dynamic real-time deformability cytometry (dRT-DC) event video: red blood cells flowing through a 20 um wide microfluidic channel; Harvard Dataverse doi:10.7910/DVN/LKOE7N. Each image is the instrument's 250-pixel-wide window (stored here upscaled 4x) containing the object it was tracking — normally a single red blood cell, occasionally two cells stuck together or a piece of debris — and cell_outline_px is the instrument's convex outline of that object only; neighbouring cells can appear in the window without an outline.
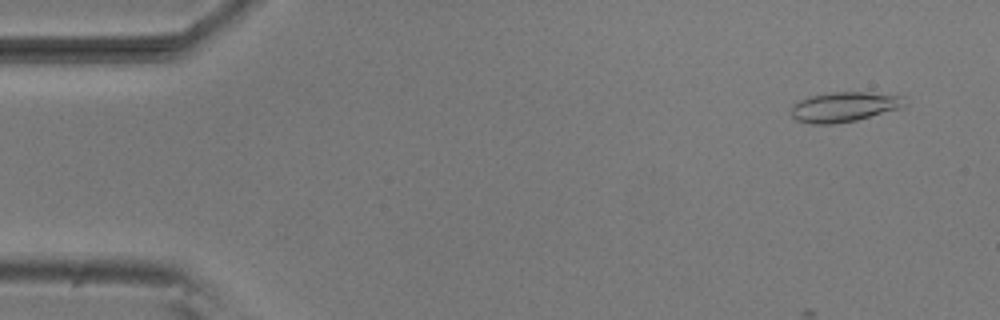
{"species": "common noctule bat (a hibernating species)", "species_latin": "Nyctalus noctula", "temperature_condition": "room temperature", "stored_images_in_passage": 35, "camera_frame_rate_fps": 3000, "um_per_image_px": 0.085, "animal": {"sex": "male", "body_mass_g": 20.5, "forearm_length_mm": 52.5}, "frame": {"image": 1, "passage_image": 4, "time_ms": 1.0, "image_size_px": [1000, 320], "cell_outline_px": [[904, 104], [900, 108], [856, 120], [832, 124], [812, 124], [796, 120], [792, 116], [792, 104], [800, 100], [812, 96], [832, 92], [868, 92], [904, 96]], "centroid_in_image_um": [71.73, 9.08], "position_along_channel_um": 13.3, "area_um2": 19.54}}
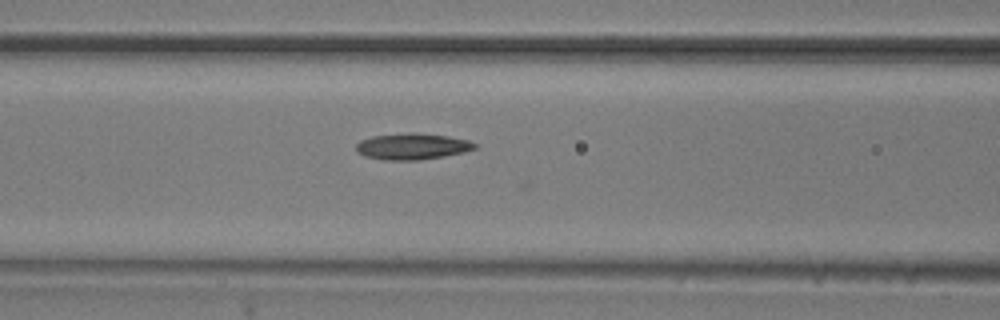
{"frame": {"image": 2, "passage_image": 22, "time_ms": 7.0, "image_size_px": [1000, 320], "cell_outline_px": [[476, 148], [464, 152], [444, 156], [420, 160], [384, 160], [364, 156], [356, 152], [356, 144], [360, 140], [372, 136], [412, 132], [448, 136], [468, 140], [476, 144]], "centroid_in_image_um": [35.01, 12.45], "position_along_channel_um": 131.6, "area_um2": 18.21}}
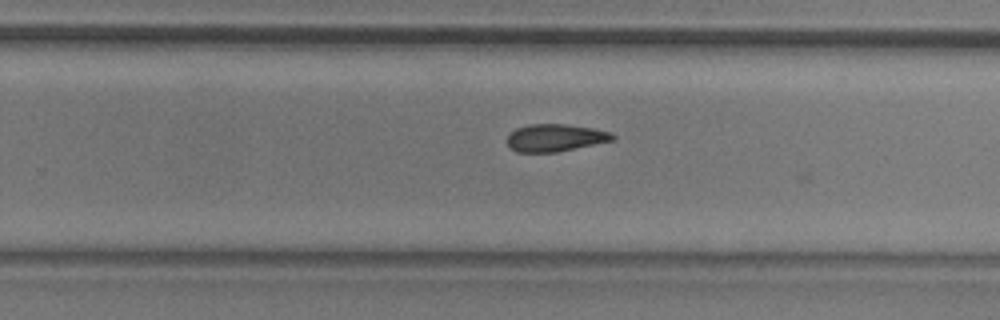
{"frame": {"image": 3, "passage_image": 34, "time_ms": 11.0, "image_size_px": [1000, 320], "cell_outline_px": [[616, 140], [556, 152], [516, 152], [508, 148], [508, 136], [516, 128], [528, 124], [564, 124], [592, 128], [612, 132], [616, 136]], "centroid_in_image_um": [47.21, 11.71], "position_along_channel_um": 282.6, "area_um2": 16.94}}